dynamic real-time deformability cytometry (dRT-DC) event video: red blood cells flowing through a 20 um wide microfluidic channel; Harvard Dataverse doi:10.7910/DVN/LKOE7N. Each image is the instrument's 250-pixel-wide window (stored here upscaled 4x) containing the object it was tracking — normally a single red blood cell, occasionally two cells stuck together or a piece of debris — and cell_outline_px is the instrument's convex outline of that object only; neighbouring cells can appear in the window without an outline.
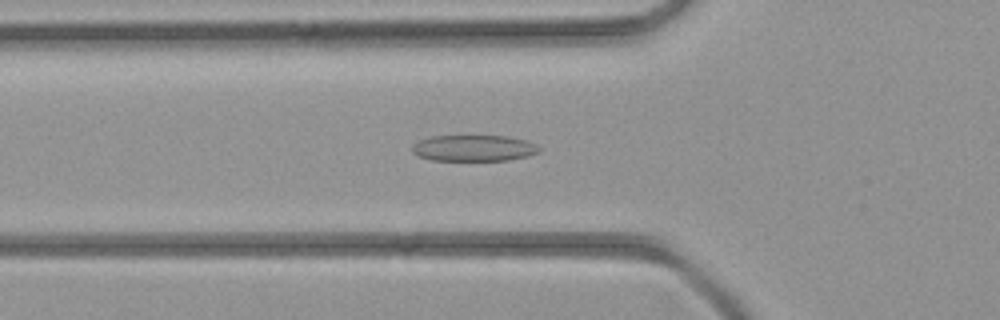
{"species": "common noctule bat (a hibernating species)", "species_latin": "Nyctalus noctula", "temperature_condition": "room temperature", "stored_images_in_passage": 39, "camera_frame_rate_fps": 3000, "um_per_image_px": 0.085, "animal": {"sex": "female", "body_mass_g": 21.9}, "frame": {"image": 1, "passage_image": 15, "time_ms": 4.667, "image_size_px": [1000, 320], "cell_outline_px": [[544, 148], [540, 152], [528, 156], [508, 160], [432, 160], [416, 156], [412, 152], [412, 144], [420, 140], [432, 136], [508, 136], [524, 140], [536, 144]], "centroid_in_image_um": [40.29, 12.59], "position_along_channel_um": 85.5, "area_um2": 19.54}}
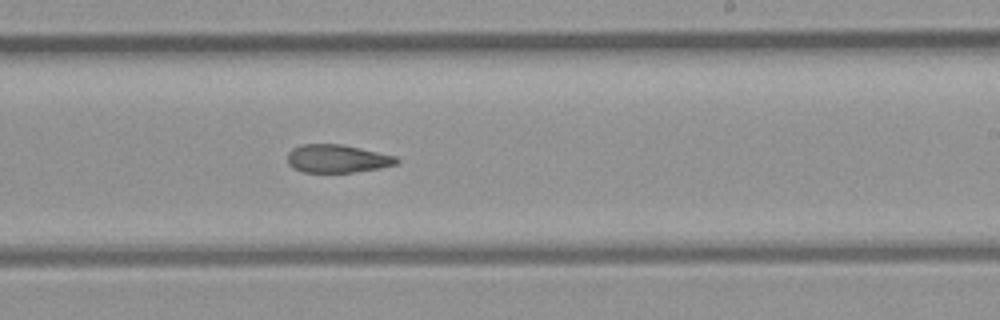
{"frame": {"image": 2, "passage_image": 26, "time_ms": 8.333, "image_size_px": [1000, 320], "cell_outline_px": [[400, 160], [396, 164], [380, 168], [352, 172], [304, 172], [292, 168], [288, 164], [288, 152], [292, 148], [300, 144], [340, 144], [360, 148], [396, 156]], "centroid_in_image_um": [28.64, 13.48], "position_along_channel_um": 260.4, "area_um2": 17.86}}
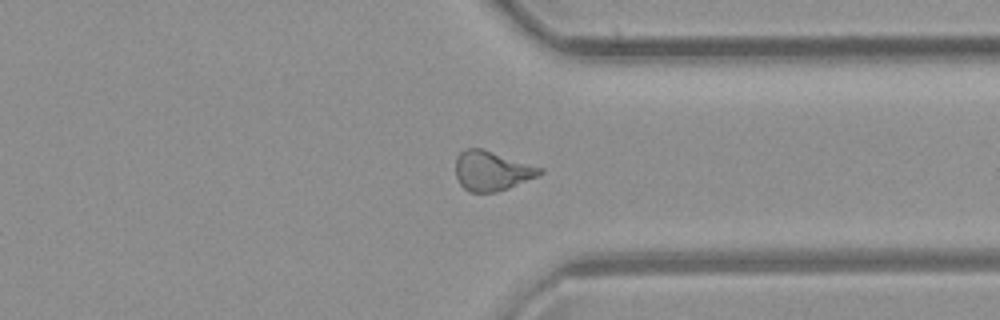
{"frame": {"image": 3, "passage_image": 33, "time_ms": 10.667, "image_size_px": [1000, 320], "cell_outline_px": [[544, 172], [536, 176], [508, 188], [496, 192], [468, 192], [460, 184], [456, 176], [456, 156], [464, 148], [480, 148], [544, 168]], "centroid_in_image_um": [41.78, 14.52], "position_along_channel_um": 369.6, "area_um2": 19.31}}